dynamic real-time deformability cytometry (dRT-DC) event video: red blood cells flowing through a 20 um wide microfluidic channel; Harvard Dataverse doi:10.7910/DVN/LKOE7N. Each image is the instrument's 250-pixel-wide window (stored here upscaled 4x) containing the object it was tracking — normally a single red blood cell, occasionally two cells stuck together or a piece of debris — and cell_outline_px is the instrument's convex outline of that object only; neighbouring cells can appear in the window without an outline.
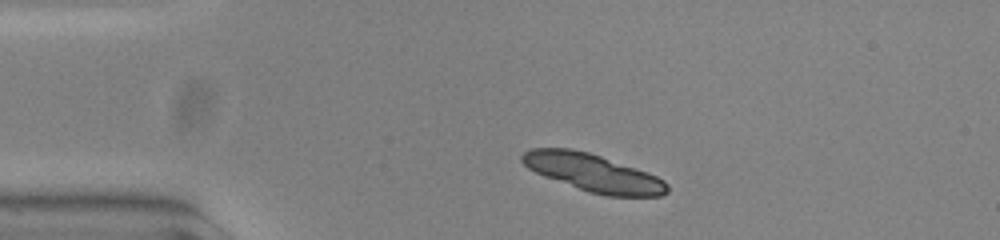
{"species": "common noctule bat (a hibernating species)", "species_latin": "Nyctalus noctula", "temperature_condition": "warm", "stored_images_in_passage": 31, "segment_of_instrument_passage": [1, 2], "camera_frame_rate_fps": 3000, "um_per_image_px": 0.085, "animal": {"sex": "female", "body_mass_g": 23.0, "forearm_length_mm": 53.4}, "frame": {"image": 1, "passage_image": 1, "time_ms": 0.0, "image_size_px": [1000, 240], "cell_outline_px": [[668, 192], [660, 196], [608, 196], [588, 192], [544, 176], [528, 168], [520, 160], [520, 156], [524, 152], [532, 148], [572, 148], [588, 152], [648, 172], [664, 180], [668, 184]], "centroid_in_image_um": [50.41, 14.69], "position_along_channel_um": 34.6, "area_um2": 31.67}}